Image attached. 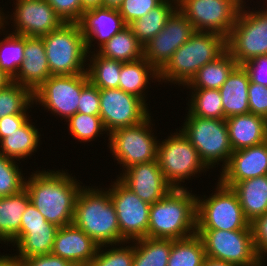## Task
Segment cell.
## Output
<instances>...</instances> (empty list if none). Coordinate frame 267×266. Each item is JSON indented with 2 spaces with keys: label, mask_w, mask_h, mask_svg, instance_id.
I'll list each match as a JSON object with an SVG mask.
<instances>
[{
  "label": "cell",
  "mask_w": 267,
  "mask_h": 266,
  "mask_svg": "<svg viewBox=\"0 0 267 266\" xmlns=\"http://www.w3.org/2000/svg\"><path fill=\"white\" fill-rule=\"evenodd\" d=\"M135 242L133 266H167L173 239L145 237Z\"/></svg>",
  "instance_id": "33"
},
{
  "label": "cell",
  "mask_w": 267,
  "mask_h": 266,
  "mask_svg": "<svg viewBox=\"0 0 267 266\" xmlns=\"http://www.w3.org/2000/svg\"><path fill=\"white\" fill-rule=\"evenodd\" d=\"M58 229V226L20 228L18 238L13 242L19 253L14 256L15 260L20 263L29 257L51 254Z\"/></svg>",
  "instance_id": "26"
},
{
  "label": "cell",
  "mask_w": 267,
  "mask_h": 266,
  "mask_svg": "<svg viewBox=\"0 0 267 266\" xmlns=\"http://www.w3.org/2000/svg\"><path fill=\"white\" fill-rule=\"evenodd\" d=\"M148 110V106L140 98L122 89H100L99 116L106 133L140 124L150 115Z\"/></svg>",
  "instance_id": "15"
},
{
  "label": "cell",
  "mask_w": 267,
  "mask_h": 266,
  "mask_svg": "<svg viewBox=\"0 0 267 266\" xmlns=\"http://www.w3.org/2000/svg\"><path fill=\"white\" fill-rule=\"evenodd\" d=\"M64 22L77 23L83 14L80 0H46Z\"/></svg>",
  "instance_id": "44"
},
{
  "label": "cell",
  "mask_w": 267,
  "mask_h": 266,
  "mask_svg": "<svg viewBox=\"0 0 267 266\" xmlns=\"http://www.w3.org/2000/svg\"><path fill=\"white\" fill-rule=\"evenodd\" d=\"M90 53L91 55H88L90 63H87L89 65L86 66V68L88 67L89 81L99 89L119 88V76L123 62L106 58L97 51Z\"/></svg>",
  "instance_id": "32"
},
{
  "label": "cell",
  "mask_w": 267,
  "mask_h": 266,
  "mask_svg": "<svg viewBox=\"0 0 267 266\" xmlns=\"http://www.w3.org/2000/svg\"><path fill=\"white\" fill-rule=\"evenodd\" d=\"M151 116L140 124L117 128L109 134V148L123 169L157 160L159 140L152 133ZM151 127V128H150Z\"/></svg>",
  "instance_id": "11"
},
{
  "label": "cell",
  "mask_w": 267,
  "mask_h": 266,
  "mask_svg": "<svg viewBox=\"0 0 267 266\" xmlns=\"http://www.w3.org/2000/svg\"><path fill=\"white\" fill-rule=\"evenodd\" d=\"M98 248L99 245L91 237L74 224H70L57 230L51 254L75 266H88Z\"/></svg>",
  "instance_id": "20"
},
{
  "label": "cell",
  "mask_w": 267,
  "mask_h": 266,
  "mask_svg": "<svg viewBox=\"0 0 267 266\" xmlns=\"http://www.w3.org/2000/svg\"><path fill=\"white\" fill-rule=\"evenodd\" d=\"M163 0H123L118 8L120 15L126 25L134 20L145 16Z\"/></svg>",
  "instance_id": "42"
},
{
  "label": "cell",
  "mask_w": 267,
  "mask_h": 266,
  "mask_svg": "<svg viewBox=\"0 0 267 266\" xmlns=\"http://www.w3.org/2000/svg\"><path fill=\"white\" fill-rule=\"evenodd\" d=\"M205 257L203 241L196 233L173 240L167 266H203Z\"/></svg>",
  "instance_id": "35"
},
{
  "label": "cell",
  "mask_w": 267,
  "mask_h": 266,
  "mask_svg": "<svg viewBox=\"0 0 267 266\" xmlns=\"http://www.w3.org/2000/svg\"><path fill=\"white\" fill-rule=\"evenodd\" d=\"M30 202L25 188L17 194L0 197V243L12 244L18 238L21 217Z\"/></svg>",
  "instance_id": "27"
},
{
  "label": "cell",
  "mask_w": 267,
  "mask_h": 266,
  "mask_svg": "<svg viewBox=\"0 0 267 266\" xmlns=\"http://www.w3.org/2000/svg\"><path fill=\"white\" fill-rule=\"evenodd\" d=\"M177 7L163 0L145 16L134 20L128 26L144 46L164 28L168 17Z\"/></svg>",
  "instance_id": "34"
},
{
  "label": "cell",
  "mask_w": 267,
  "mask_h": 266,
  "mask_svg": "<svg viewBox=\"0 0 267 266\" xmlns=\"http://www.w3.org/2000/svg\"><path fill=\"white\" fill-rule=\"evenodd\" d=\"M76 180L63 170H39L25 180V189L45 219L62 227L73 224L76 199L83 187Z\"/></svg>",
  "instance_id": "1"
},
{
  "label": "cell",
  "mask_w": 267,
  "mask_h": 266,
  "mask_svg": "<svg viewBox=\"0 0 267 266\" xmlns=\"http://www.w3.org/2000/svg\"><path fill=\"white\" fill-rule=\"evenodd\" d=\"M233 151L267 141V119L247 113L225 119Z\"/></svg>",
  "instance_id": "23"
},
{
  "label": "cell",
  "mask_w": 267,
  "mask_h": 266,
  "mask_svg": "<svg viewBox=\"0 0 267 266\" xmlns=\"http://www.w3.org/2000/svg\"><path fill=\"white\" fill-rule=\"evenodd\" d=\"M110 187L107 191L116 209L121 236L130 242L147 237L150 204L140 199L118 178Z\"/></svg>",
  "instance_id": "14"
},
{
  "label": "cell",
  "mask_w": 267,
  "mask_h": 266,
  "mask_svg": "<svg viewBox=\"0 0 267 266\" xmlns=\"http://www.w3.org/2000/svg\"><path fill=\"white\" fill-rule=\"evenodd\" d=\"M150 77L158 80L159 72L144 57L136 61L123 62L119 76V89L140 98L148 105L147 99L145 100V89L150 84Z\"/></svg>",
  "instance_id": "28"
},
{
  "label": "cell",
  "mask_w": 267,
  "mask_h": 266,
  "mask_svg": "<svg viewBox=\"0 0 267 266\" xmlns=\"http://www.w3.org/2000/svg\"><path fill=\"white\" fill-rule=\"evenodd\" d=\"M118 179L143 201L153 204L173 188L166 182L157 160L133 165Z\"/></svg>",
  "instance_id": "18"
},
{
  "label": "cell",
  "mask_w": 267,
  "mask_h": 266,
  "mask_svg": "<svg viewBox=\"0 0 267 266\" xmlns=\"http://www.w3.org/2000/svg\"><path fill=\"white\" fill-rule=\"evenodd\" d=\"M17 161L0 153V197L17 194L25 188V179Z\"/></svg>",
  "instance_id": "40"
},
{
  "label": "cell",
  "mask_w": 267,
  "mask_h": 266,
  "mask_svg": "<svg viewBox=\"0 0 267 266\" xmlns=\"http://www.w3.org/2000/svg\"><path fill=\"white\" fill-rule=\"evenodd\" d=\"M85 187H82L76 199L73 224L99 246H121L122 242L129 244L130 241L121 236L116 209L106 191L108 188Z\"/></svg>",
  "instance_id": "2"
},
{
  "label": "cell",
  "mask_w": 267,
  "mask_h": 266,
  "mask_svg": "<svg viewBox=\"0 0 267 266\" xmlns=\"http://www.w3.org/2000/svg\"><path fill=\"white\" fill-rule=\"evenodd\" d=\"M82 11L103 7V0H80Z\"/></svg>",
  "instance_id": "51"
},
{
  "label": "cell",
  "mask_w": 267,
  "mask_h": 266,
  "mask_svg": "<svg viewBox=\"0 0 267 266\" xmlns=\"http://www.w3.org/2000/svg\"><path fill=\"white\" fill-rule=\"evenodd\" d=\"M12 82V78L0 68V89Z\"/></svg>",
  "instance_id": "54"
},
{
  "label": "cell",
  "mask_w": 267,
  "mask_h": 266,
  "mask_svg": "<svg viewBox=\"0 0 267 266\" xmlns=\"http://www.w3.org/2000/svg\"><path fill=\"white\" fill-rule=\"evenodd\" d=\"M237 62L226 51L215 61L205 64L198 70L191 81L185 85L187 88L220 89L229 74L237 66Z\"/></svg>",
  "instance_id": "30"
},
{
  "label": "cell",
  "mask_w": 267,
  "mask_h": 266,
  "mask_svg": "<svg viewBox=\"0 0 267 266\" xmlns=\"http://www.w3.org/2000/svg\"><path fill=\"white\" fill-rule=\"evenodd\" d=\"M195 32L190 20L176 8L164 28L143 46V57L160 72L173 53Z\"/></svg>",
  "instance_id": "16"
},
{
  "label": "cell",
  "mask_w": 267,
  "mask_h": 266,
  "mask_svg": "<svg viewBox=\"0 0 267 266\" xmlns=\"http://www.w3.org/2000/svg\"><path fill=\"white\" fill-rule=\"evenodd\" d=\"M256 253L264 264L267 256V212L250 223Z\"/></svg>",
  "instance_id": "46"
},
{
  "label": "cell",
  "mask_w": 267,
  "mask_h": 266,
  "mask_svg": "<svg viewBox=\"0 0 267 266\" xmlns=\"http://www.w3.org/2000/svg\"><path fill=\"white\" fill-rule=\"evenodd\" d=\"M221 170L218 181L227 187L243 180L267 175V141L233 151L227 165Z\"/></svg>",
  "instance_id": "19"
},
{
  "label": "cell",
  "mask_w": 267,
  "mask_h": 266,
  "mask_svg": "<svg viewBox=\"0 0 267 266\" xmlns=\"http://www.w3.org/2000/svg\"><path fill=\"white\" fill-rule=\"evenodd\" d=\"M215 191L214 195L203 196L204 199L196 197V229H251L232 188L219 181Z\"/></svg>",
  "instance_id": "7"
},
{
  "label": "cell",
  "mask_w": 267,
  "mask_h": 266,
  "mask_svg": "<svg viewBox=\"0 0 267 266\" xmlns=\"http://www.w3.org/2000/svg\"><path fill=\"white\" fill-rule=\"evenodd\" d=\"M78 113L100 115V89L89 82L81 91Z\"/></svg>",
  "instance_id": "43"
},
{
  "label": "cell",
  "mask_w": 267,
  "mask_h": 266,
  "mask_svg": "<svg viewBox=\"0 0 267 266\" xmlns=\"http://www.w3.org/2000/svg\"><path fill=\"white\" fill-rule=\"evenodd\" d=\"M28 119L21 127L0 140V153L13 160L25 159L37 151L40 134ZM36 149V150H35Z\"/></svg>",
  "instance_id": "29"
},
{
  "label": "cell",
  "mask_w": 267,
  "mask_h": 266,
  "mask_svg": "<svg viewBox=\"0 0 267 266\" xmlns=\"http://www.w3.org/2000/svg\"><path fill=\"white\" fill-rule=\"evenodd\" d=\"M245 4L227 37V51L238 65L267 54V9L247 11Z\"/></svg>",
  "instance_id": "10"
},
{
  "label": "cell",
  "mask_w": 267,
  "mask_h": 266,
  "mask_svg": "<svg viewBox=\"0 0 267 266\" xmlns=\"http://www.w3.org/2000/svg\"><path fill=\"white\" fill-rule=\"evenodd\" d=\"M122 246L117 248L112 245H103L99 246L97 254L91 260L88 266H133L134 255H135V246ZM106 251L102 250L104 247H110ZM101 250V251H100Z\"/></svg>",
  "instance_id": "41"
},
{
  "label": "cell",
  "mask_w": 267,
  "mask_h": 266,
  "mask_svg": "<svg viewBox=\"0 0 267 266\" xmlns=\"http://www.w3.org/2000/svg\"><path fill=\"white\" fill-rule=\"evenodd\" d=\"M50 76L42 37L25 36L24 61L12 81L34 92Z\"/></svg>",
  "instance_id": "22"
},
{
  "label": "cell",
  "mask_w": 267,
  "mask_h": 266,
  "mask_svg": "<svg viewBox=\"0 0 267 266\" xmlns=\"http://www.w3.org/2000/svg\"><path fill=\"white\" fill-rule=\"evenodd\" d=\"M123 0H103V7L118 9Z\"/></svg>",
  "instance_id": "55"
},
{
  "label": "cell",
  "mask_w": 267,
  "mask_h": 266,
  "mask_svg": "<svg viewBox=\"0 0 267 266\" xmlns=\"http://www.w3.org/2000/svg\"><path fill=\"white\" fill-rule=\"evenodd\" d=\"M207 257L237 266H264L254 246L252 229H196Z\"/></svg>",
  "instance_id": "9"
},
{
  "label": "cell",
  "mask_w": 267,
  "mask_h": 266,
  "mask_svg": "<svg viewBox=\"0 0 267 266\" xmlns=\"http://www.w3.org/2000/svg\"><path fill=\"white\" fill-rule=\"evenodd\" d=\"M25 36L9 33L0 40V68L12 79L24 61Z\"/></svg>",
  "instance_id": "38"
},
{
  "label": "cell",
  "mask_w": 267,
  "mask_h": 266,
  "mask_svg": "<svg viewBox=\"0 0 267 266\" xmlns=\"http://www.w3.org/2000/svg\"><path fill=\"white\" fill-rule=\"evenodd\" d=\"M248 98L250 113L267 119V86L250 82Z\"/></svg>",
  "instance_id": "45"
},
{
  "label": "cell",
  "mask_w": 267,
  "mask_h": 266,
  "mask_svg": "<svg viewBox=\"0 0 267 266\" xmlns=\"http://www.w3.org/2000/svg\"><path fill=\"white\" fill-rule=\"evenodd\" d=\"M84 36L87 52L90 53L92 42L97 39L99 48L127 25L118 9L93 8L83 12L77 22Z\"/></svg>",
  "instance_id": "21"
},
{
  "label": "cell",
  "mask_w": 267,
  "mask_h": 266,
  "mask_svg": "<svg viewBox=\"0 0 267 266\" xmlns=\"http://www.w3.org/2000/svg\"><path fill=\"white\" fill-rule=\"evenodd\" d=\"M19 266H75L71 262L55 256L46 254L42 256H34L24 259L19 263Z\"/></svg>",
  "instance_id": "49"
},
{
  "label": "cell",
  "mask_w": 267,
  "mask_h": 266,
  "mask_svg": "<svg viewBox=\"0 0 267 266\" xmlns=\"http://www.w3.org/2000/svg\"><path fill=\"white\" fill-rule=\"evenodd\" d=\"M231 188L250 223L267 212V175L237 182Z\"/></svg>",
  "instance_id": "25"
},
{
  "label": "cell",
  "mask_w": 267,
  "mask_h": 266,
  "mask_svg": "<svg viewBox=\"0 0 267 266\" xmlns=\"http://www.w3.org/2000/svg\"><path fill=\"white\" fill-rule=\"evenodd\" d=\"M192 90L187 116L224 119L219 89L190 88ZM194 91V92H193Z\"/></svg>",
  "instance_id": "36"
},
{
  "label": "cell",
  "mask_w": 267,
  "mask_h": 266,
  "mask_svg": "<svg viewBox=\"0 0 267 266\" xmlns=\"http://www.w3.org/2000/svg\"><path fill=\"white\" fill-rule=\"evenodd\" d=\"M249 76L242 65H237L220 87L224 119L250 113L248 87Z\"/></svg>",
  "instance_id": "24"
},
{
  "label": "cell",
  "mask_w": 267,
  "mask_h": 266,
  "mask_svg": "<svg viewBox=\"0 0 267 266\" xmlns=\"http://www.w3.org/2000/svg\"><path fill=\"white\" fill-rule=\"evenodd\" d=\"M0 10V30L3 31V29L5 28L4 25L8 23V21H6L5 19L8 17L7 16H4L5 14ZM7 22V23H6ZM3 28V29H2Z\"/></svg>",
  "instance_id": "56"
},
{
  "label": "cell",
  "mask_w": 267,
  "mask_h": 266,
  "mask_svg": "<svg viewBox=\"0 0 267 266\" xmlns=\"http://www.w3.org/2000/svg\"><path fill=\"white\" fill-rule=\"evenodd\" d=\"M28 119V114L6 115L0 118V140L21 127Z\"/></svg>",
  "instance_id": "50"
},
{
  "label": "cell",
  "mask_w": 267,
  "mask_h": 266,
  "mask_svg": "<svg viewBox=\"0 0 267 266\" xmlns=\"http://www.w3.org/2000/svg\"><path fill=\"white\" fill-rule=\"evenodd\" d=\"M183 125L181 132L196 148L204 164L212 168L223 162V169L233 153L225 119L187 116Z\"/></svg>",
  "instance_id": "6"
},
{
  "label": "cell",
  "mask_w": 267,
  "mask_h": 266,
  "mask_svg": "<svg viewBox=\"0 0 267 266\" xmlns=\"http://www.w3.org/2000/svg\"><path fill=\"white\" fill-rule=\"evenodd\" d=\"M89 82L87 73L51 75L33 92L34 103L68 120L77 113L81 91Z\"/></svg>",
  "instance_id": "13"
},
{
  "label": "cell",
  "mask_w": 267,
  "mask_h": 266,
  "mask_svg": "<svg viewBox=\"0 0 267 266\" xmlns=\"http://www.w3.org/2000/svg\"><path fill=\"white\" fill-rule=\"evenodd\" d=\"M244 0H185L177 8L195 31L230 34Z\"/></svg>",
  "instance_id": "12"
},
{
  "label": "cell",
  "mask_w": 267,
  "mask_h": 266,
  "mask_svg": "<svg viewBox=\"0 0 267 266\" xmlns=\"http://www.w3.org/2000/svg\"><path fill=\"white\" fill-rule=\"evenodd\" d=\"M12 33L43 37L64 23L46 0H15ZM14 18V19H13Z\"/></svg>",
  "instance_id": "17"
},
{
  "label": "cell",
  "mask_w": 267,
  "mask_h": 266,
  "mask_svg": "<svg viewBox=\"0 0 267 266\" xmlns=\"http://www.w3.org/2000/svg\"><path fill=\"white\" fill-rule=\"evenodd\" d=\"M169 3L174 4L176 7L180 6L185 0H165Z\"/></svg>",
  "instance_id": "57"
},
{
  "label": "cell",
  "mask_w": 267,
  "mask_h": 266,
  "mask_svg": "<svg viewBox=\"0 0 267 266\" xmlns=\"http://www.w3.org/2000/svg\"><path fill=\"white\" fill-rule=\"evenodd\" d=\"M45 226H57L48 222L40 211L30 202L21 217L20 228H37Z\"/></svg>",
  "instance_id": "48"
},
{
  "label": "cell",
  "mask_w": 267,
  "mask_h": 266,
  "mask_svg": "<svg viewBox=\"0 0 267 266\" xmlns=\"http://www.w3.org/2000/svg\"><path fill=\"white\" fill-rule=\"evenodd\" d=\"M42 39L51 75L87 73L89 53L78 23L64 22Z\"/></svg>",
  "instance_id": "5"
},
{
  "label": "cell",
  "mask_w": 267,
  "mask_h": 266,
  "mask_svg": "<svg viewBox=\"0 0 267 266\" xmlns=\"http://www.w3.org/2000/svg\"><path fill=\"white\" fill-rule=\"evenodd\" d=\"M0 266H19V263L15 260L14 255H0Z\"/></svg>",
  "instance_id": "52"
},
{
  "label": "cell",
  "mask_w": 267,
  "mask_h": 266,
  "mask_svg": "<svg viewBox=\"0 0 267 266\" xmlns=\"http://www.w3.org/2000/svg\"><path fill=\"white\" fill-rule=\"evenodd\" d=\"M33 104V92L14 81L0 89V118L6 115L27 114Z\"/></svg>",
  "instance_id": "37"
},
{
  "label": "cell",
  "mask_w": 267,
  "mask_h": 266,
  "mask_svg": "<svg viewBox=\"0 0 267 266\" xmlns=\"http://www.w3.org/2000/svg\"><path fill=\"white\" fill-rule=\"evenodd\" d=\"M170 135L158 143L157 162L166 182L173 189H185L180 182H185V179L189 180L191 176L201 174L204 170L206 172L209 168L181 130Z\"/></svg>",
  "instance_id": "8"
},
{
  "label": "cell",
  "mask_w": 267,
  "mask_h": 266,
  "mask_svg": "<svg viewBox=\"0 0 267 266\" xmlns=\"http://www.w3.org/2000/svg\"><path fill=\"white\" fill-rule=\"evenodd\" d=\"M187 188L172 189L150 204L147 237L183 239L196 234V194Z\"/></svg>",
  "instance_id": "4"
},
{
  "label": "cell",
  "mask_w": 267,
  "mask_h": 266,
  "mask_svg": "<svg viewBox=\"0 0 267 266\" xmlns=\"http://www.w3.org/2000/svg\"><path fill=\"white\" fill-rule=\"evenodd\" d=\"M68 127L74 139L82 142L91 141L98 137L102 132H106L103 122L99 115H89L75 113L68 120Z\"/></svg>",
  "instance_id": "39"
},
{
  "label": "cell",
  "mask_w": 267,
  "mask_h": 266,
  "mask_svg": "<svg viewBox=\"0 0 267 266\" xmlns=\"http://www.w3.org/2000/svg\"><path fill=\"white\" fill-rule=\"evenodd\" d=\"M250 82L267 86V54L259 55L242 64Z\"/></svg>",
  "instance_id": "47"
},
{
  "label": "cell",
  "mask_w": 267,
  "mask_h": 266,
  "mask_svg": "<svg viewBox=\"0 0 267 266\" xmlns=\"http://www.w3.org/2000/svg\"><path fill=\"white\" fill-rule=\"evenodd\" d=\"M227 51V38L213 32L195 31L159 72L158 81L185 86L205 64ZM177 82V83H176Z\"/></svg>",
  "instance_id": "3"
},
{
  "label": "cell",
  "mask_w": 267,
  "mask_h": 266,
  "mask_svg": "<svg viewBox=\"0 0 267 266\" xmlns=\"http://www.w3.org/2000/svg\"><path fill=\"white\" fill-rule=\"evenodd\" d=\"M203 266H237L231 263H227L225 261H221V260H216V259H212L209 257H205Z\"/></svg>",
  "instance_id": "53"
},
{
  "label": "cell",
  "mask_w": 267,
  "mask_h": 266,
  "mask_svg": "<svg viewBox=\"0 0 267 266\" xmlns=\"http://www.w3.org/2000/svg\"><path fill=\"white\" fill-rule=\"evenodd\" d=\"M96 51L106 58L122 62L136 61L143 57V45L128 25Z\"/></svg>",
  "instance_id": "31"
}]
</instances>
